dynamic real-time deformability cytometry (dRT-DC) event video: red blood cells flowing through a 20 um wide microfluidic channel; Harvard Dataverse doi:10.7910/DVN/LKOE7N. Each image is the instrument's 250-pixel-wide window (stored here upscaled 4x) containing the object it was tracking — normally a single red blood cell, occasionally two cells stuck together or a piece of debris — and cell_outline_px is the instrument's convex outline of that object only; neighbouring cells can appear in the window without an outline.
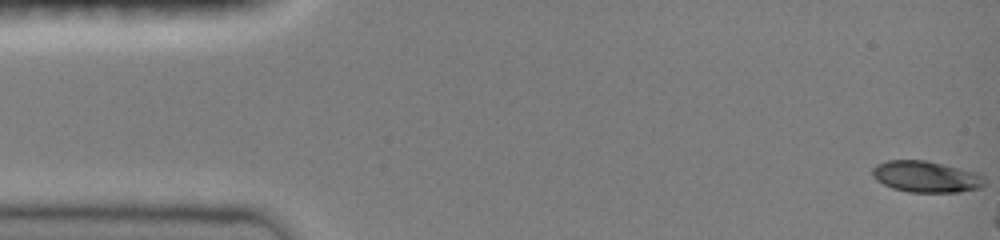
{"species": "common noctule bat (a hibernating species)", "species_latin": "Nyctalus noctula", "temperature_condition": "room temperature", "stored_images_in_passage": 4, "camera_frame_rate_fps": 3000, "um_per_image_px": 0.085, "animal": {"sex": "female", "body_mass_g": 19.0, "forearm_length_mm": 51.5}, "frame": {"image": 1, "passage_image": 1, "time_ms": 0.0, "image_size_px": [1000, 240], "cell_outline_px": [[984, 184], [980, 188], [960, 192], [908, 192], [892, 188], [876, 180], [872, 176], [872, 168], [876, 164], [888, 160], [924, 160], [972, 172], [980, 176], [984, 180]], "centroid_in_image_um": [78.63, 15.03], "position_along_channel_um": 6.4, "area_um2": 20.11}}